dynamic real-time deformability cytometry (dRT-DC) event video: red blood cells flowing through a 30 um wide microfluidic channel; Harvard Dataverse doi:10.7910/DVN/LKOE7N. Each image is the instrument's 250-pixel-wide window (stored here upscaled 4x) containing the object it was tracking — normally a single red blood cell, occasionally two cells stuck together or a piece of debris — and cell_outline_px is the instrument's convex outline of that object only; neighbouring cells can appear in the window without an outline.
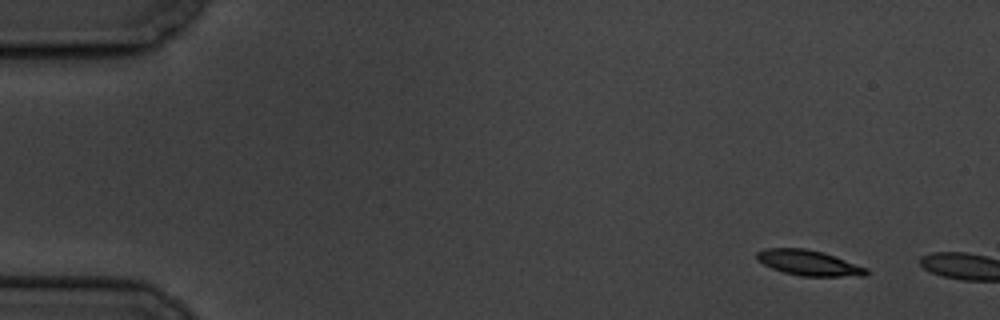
{"species": "common noctule bat (a hibernating species)", "species_latin": "Nyctalus noctula", "temperature_condition": "cold", "stored_images_in_passage": 3, "camera_frame_rate_fps": 3000, "um_per_image_px": 0.085, "animal": {"sex": "male", "body_mass_g": 19.5, "forearm_length_mm": 54.6}, "frame": {"image": 1, "passage_image": 1, "time_ms": 0.0, "image_size_px": [1000, 320], "cell_outline_px": [[868, 276], [800, 276], [784, 272], [772, 268], [756, 260], [756, 252], [764, 248], [804, 248], [824, 252], [868, 268]], "centroid_in_image_um": [68.75, 22.34], "position_along_channel_um": 16.3, "area_um2": 16.3}}